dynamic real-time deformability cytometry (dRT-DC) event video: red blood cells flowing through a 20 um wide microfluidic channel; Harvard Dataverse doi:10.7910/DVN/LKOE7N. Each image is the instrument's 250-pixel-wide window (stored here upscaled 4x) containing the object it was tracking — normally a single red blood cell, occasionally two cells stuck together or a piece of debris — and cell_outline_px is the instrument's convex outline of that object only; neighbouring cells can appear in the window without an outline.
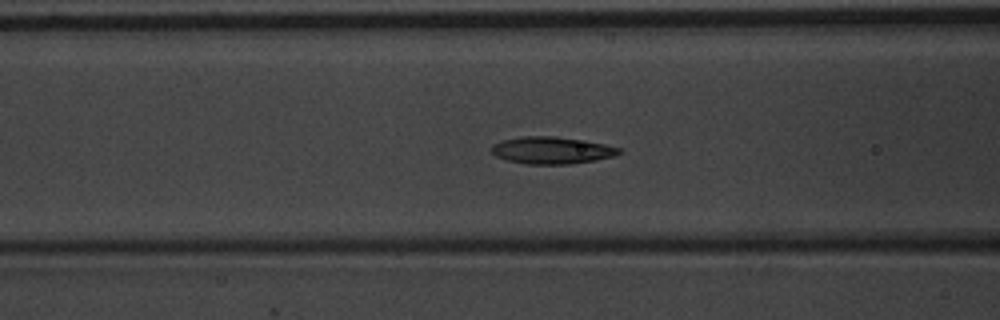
{"species": "common noctule bat (a hibernating species)", "species_latin": "Nyctalus noctula", "temperature_condition": "warm", "stored_images_in_passage": 57, "camera_frame_rate_fps": 3000, "um_per_image_px": 0.085, "animal": {"sex": "male", "body_mass_g": 20.1, "forearm_length_mm": 53.5}, "frame": {"image": 1, "passage_image": 24, "time_ms": 7.667, "image_size_px": [1000, 320], "cell_outline_px": [[624, 152], [616, 156], [596, 160], [568, 164], [524, 164], [508, 160], [496, 156], [492, 152], [492, 144], [504, 140], [524, 136], [556, 136], [604, 144], [620, 148]], "centroid_in_image_um": [46.93, 12.78], "position_along_channel_um": 119.7, "area_um2": 20.06}}
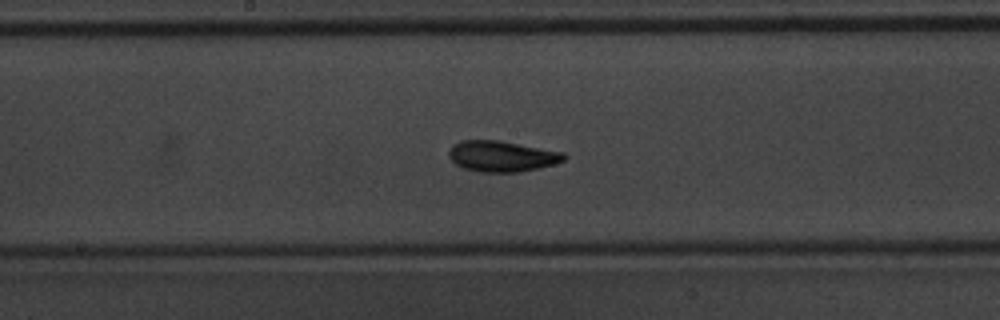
{"frame": {"image": 2, "passage_image": 31, "time_ms": 10.0, "image_size_px": [1000, 320], "cell_outline_px": [[568, 156], [564, 160], [552, 164], [536, 168], [516, 172], [480, 172], [464, 168], [456, 164], [448, 156], [448, 152], [452, 144], [460, 140], [500, 140], [564, 152]], "centroid_in_image_um": [42.63, 13.26], "position_along_channel_um": 205.6, "area_um2": 20.69}}
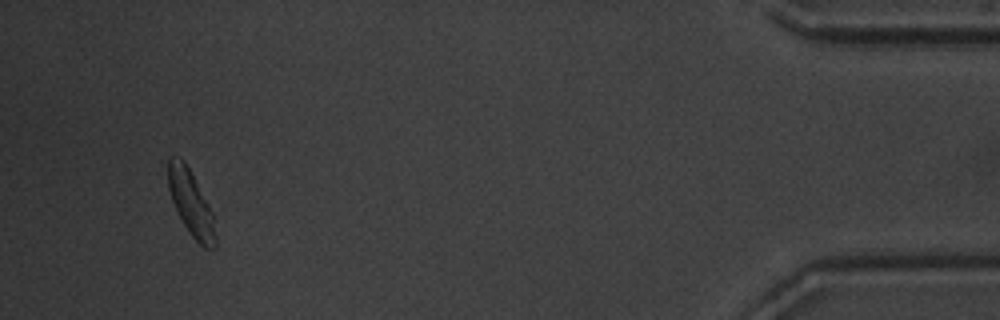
{"frame": {"image": 3, "passage_image": 54, "time_ms": 17.667, "image_size_px": [1000, 320], "cell_outline_px": [[216, 248], [204, 248], [188, 232], [172, 200], [168, 188], [168, 160], [172, 156], [180, 156], [184, 160], [208, 204], [212, 212], [216, 236]], "centroid_in_image_um": [16.23, 17.26], "position_along_channel_um": 419.0, "area_um2": 17.63}, "authors_computed_cell_mechanics": {"area_um2": 19.3052, "velocity_mm_per_s": 3.6706, "shape_relaxation_time_tau1_ms": 2.8104, "shape_relaxation_time_tau2_ms": 2.3732, "deformation_change_tau1": 0.1239, "deformation_change_tau2": 0.0899}}